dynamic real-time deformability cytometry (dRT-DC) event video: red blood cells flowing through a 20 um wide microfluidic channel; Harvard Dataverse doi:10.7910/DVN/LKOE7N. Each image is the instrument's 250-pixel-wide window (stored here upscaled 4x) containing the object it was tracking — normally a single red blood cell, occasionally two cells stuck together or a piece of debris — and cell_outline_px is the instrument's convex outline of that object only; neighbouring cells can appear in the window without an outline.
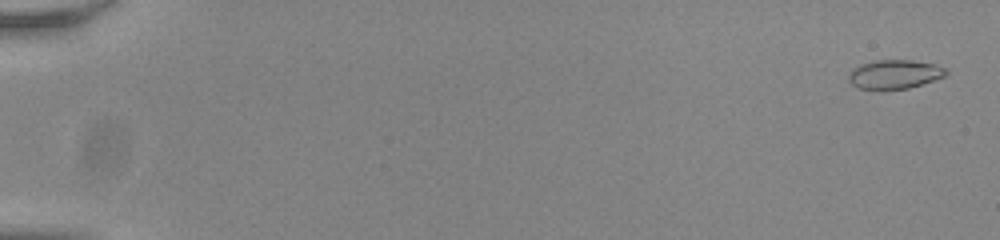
{"species": "common noctule bat (a hibernating species)", "species_latin": "Nyctalus noctula", "temperature_condition": "room temperature", "stored_images_in_passage": 11, "camera_frame_rate_fps": 3000, "um_per_image_px": 0.085, "animal": {"sex": "male", "body_mass_g": 20.0, "forearm_length_mm": 53.3}, "frame": {"image": 1, "passage_image": 2, "time_ms": 0.333, "image_size_px": [1000, 240], "cell_outline_px": [[948, 72], [944, 76], [908, 88], [884, 92], [880, 92], [860, 88], [852, 84], [848, 80], [848, 76], [852, 68], [860, 64], [876, 60], [912, 60], [936, 64], [944, 68]], "centroid_in_image_um": [75.98, 6.34], "position_along_channel_um": 9.0, "area_um2": 16.82}}